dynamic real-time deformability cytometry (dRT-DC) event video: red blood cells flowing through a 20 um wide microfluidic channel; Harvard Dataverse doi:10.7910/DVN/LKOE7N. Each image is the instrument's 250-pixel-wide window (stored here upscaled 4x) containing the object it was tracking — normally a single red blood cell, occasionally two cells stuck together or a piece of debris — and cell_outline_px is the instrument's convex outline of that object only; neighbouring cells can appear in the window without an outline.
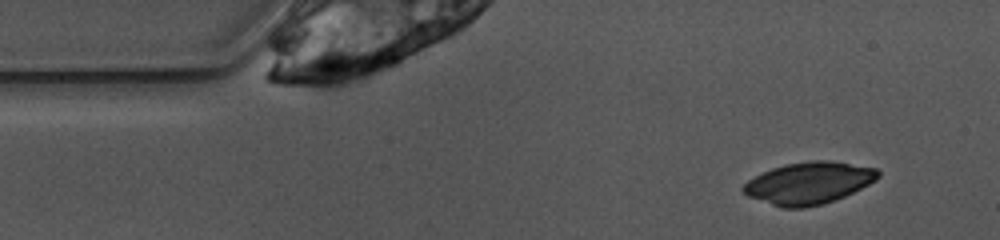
{"species": "common noctule bat (a hibernating species)", "species_latin": "Nyctalus noctula", "temperature_condition": "warm", "stored_images_in_passage": 8, "camera_frame_rate_fps": 3000, "um_per_image_px": 0.085, "animal": {"sex": "female", "body_mass_g": 10.0, "forearm_length_mm": 53.1}, "frame": {"image": 1, "passage_image": 4, "time_ms": 1.0, "image_size_px": [1000, 240], "cell_outline_px": [[880, 176], [876, 180], [844, 196], [824, 204], [804, 208], [784, 208], [748, 196], [740, 188], [748, 180], [772, 168], [784, 164], [812, 160], [828, 160], [876, 168], [880, 172]], "centroid_in_image_um": [68.75, 15.55], "position_along_channel_um": 16.3, "area_um2": 32.71}}